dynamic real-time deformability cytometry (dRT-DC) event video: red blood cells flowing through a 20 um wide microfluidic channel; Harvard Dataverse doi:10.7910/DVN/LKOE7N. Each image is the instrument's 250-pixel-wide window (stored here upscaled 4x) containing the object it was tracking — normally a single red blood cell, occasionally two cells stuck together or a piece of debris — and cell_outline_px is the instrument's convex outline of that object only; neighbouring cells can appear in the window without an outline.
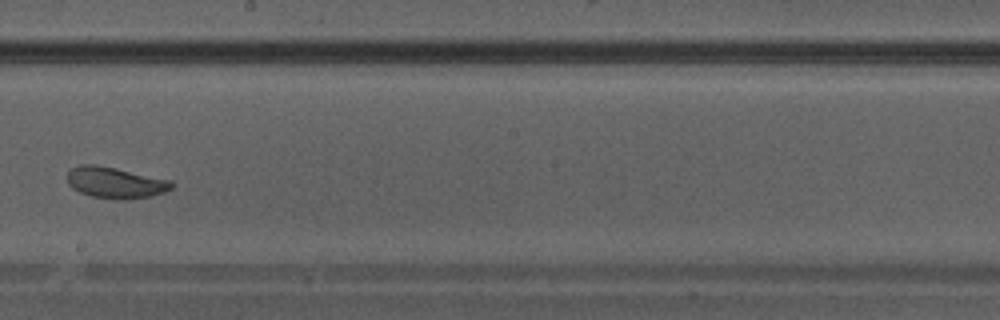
{"species": "Egyptian fruit bat (a non-hibernating species)", "species_latin": "Rousettus aegyptiacus", "temperature_condition": "warm", "stored_images_in_passage": 31, "camera_frame_rate_fps": 3000, "um_per_image_px": 0.085, "animal": {"sex": "male"}, "frame": {"image": 1, "passage_image": 14, "time_ms": 4.333, "image_size_px": [1000, 320], "cell_outline_px": [[176, 184], [172, 188], [164, 192], [152, 196], [124, 200], [120, 200], [92, 196], [80, 192], [72, 188], [68, 184], [68, 172], [72, 168], [80, 164], [96, 164], [116, 168], [172, 180]], "centroid_in_image_um": [9.83, 15.52], "position_along_channel_um": 238.4, "area_um2": 19.13}}